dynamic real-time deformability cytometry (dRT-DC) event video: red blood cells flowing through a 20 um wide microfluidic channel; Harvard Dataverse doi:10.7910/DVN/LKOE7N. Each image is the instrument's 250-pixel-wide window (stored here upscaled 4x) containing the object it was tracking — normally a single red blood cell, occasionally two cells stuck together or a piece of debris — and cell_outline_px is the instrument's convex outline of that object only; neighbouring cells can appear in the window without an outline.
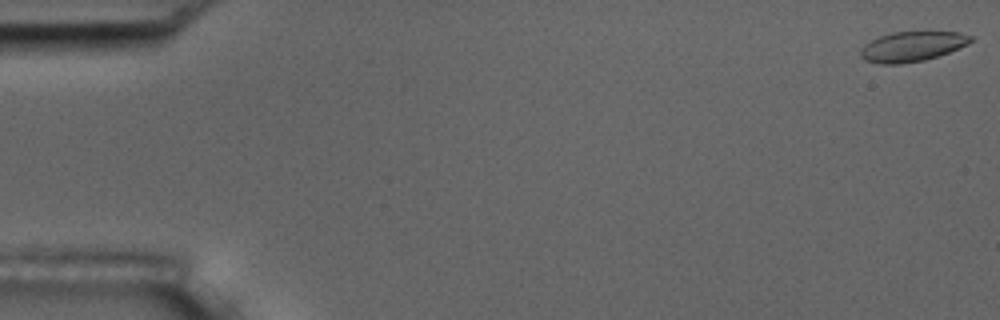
{"species": "common noctule bat (a hibernating species)", "species_latin": "Nyctalus noctula", "temperature_condition": "room temperature", "stored_images_in_passage": 9, "camera_frame_rate_fps": 3000, "um_per_image_px": 0.085, "animal": {"sex": "male", "body_mass_g": 17.5, "forearm_length_mm": 52.3}, "frame": {"image": 1, "passage_image": 1, "time_ms": 0.0, "image_size_px": [1000, 320], "cell_outline_px": [[972, 40], [968, 44], [948, 52], [924, 60], [900, 64], [880, 64], [864, 60], [860, 56], [860, 52], [864, 44], [880, 36], [892, 32], [924, 28], [928, 28], [960, 32], [972, 36]], "centroid_in_image_um": [77.56, 3.88], "position_along_channel_um": 7.4, "area_um2": 20.11}}
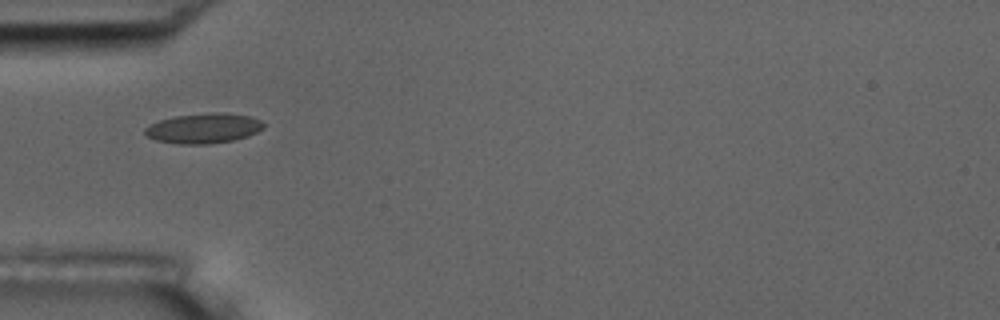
{"frame": {"image": 2, "passage_image": 6, "time_ms": 5.667, "image_size_px": [1000, 320], "cell_outline_px": [[264, 128], [248, 136], [232, 140], [208, 144], [180, 144], [156, 140], [148, 136], [144, 132], [144, 128], [148, 124], [160, 120], [176, 116], [212, 112], [220, 112], [252, 116], [260, 120], [264, 124]], "centroid_in_image_um": [17.31, 10.9], "position_along_channel_um": 67.7, "area_um2": 20.75}}
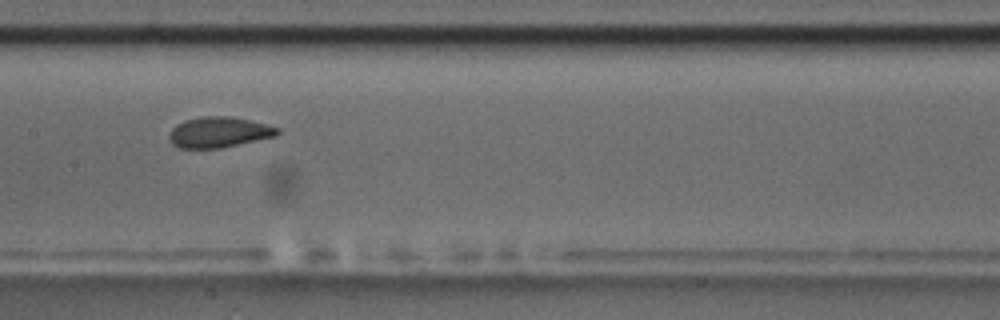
{"frame": {"image": 3, "passage_image": 9, "time_ms": 9.0, "image_size_px": [1000, 320], "cell_outline_px": [[280, 132], [276, 136], [220, 148], [180, 148], [172, 144], [168, 136], [172, 128], [176, 124], [184, 120], [200, 116], [228, 116], [248, 120], [280, 128]], "centroid_in_image_um": [18.57, 11.23], "position_along_channel_um": 188.8, "area_um2": 19.25}}